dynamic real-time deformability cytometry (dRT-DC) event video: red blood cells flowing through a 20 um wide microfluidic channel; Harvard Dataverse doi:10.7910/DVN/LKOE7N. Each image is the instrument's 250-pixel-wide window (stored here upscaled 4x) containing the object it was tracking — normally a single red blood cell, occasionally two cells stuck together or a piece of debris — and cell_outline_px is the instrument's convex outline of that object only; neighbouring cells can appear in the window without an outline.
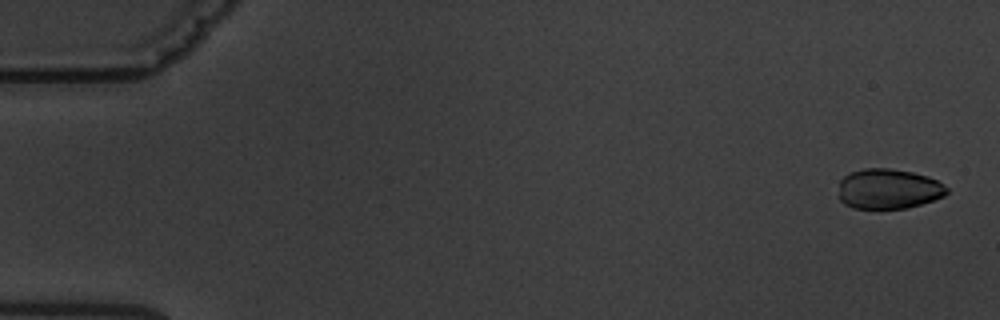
{"species": "common noctule bat (a hibernating species)", "species_latin": "Nyctalus noctula", "temperature_condition": "warm", "stored_images_in_passage": 4, "camera_frame_rate_fps": 3000, "um_per_image_px": 0.085, "animal": {"sex": "male", "body_mass_g": 19.5, "forearm_length_mm": 54.6}, "frame": {"image": 1, "passage_image": 1, "time_ms": 0.0, "image_size_px": [1000, 320], "cell_outline_px": [[948, 192], [944, 196], [908, 208], [852, 208], [844, 204], [840, 200], [840, 180], [844, 176], [852, 172], [864, 168], [888, 168], [912, 172], [928, 176], [944, 184], [948, 188]], "centroid_in_image_um": [75.53, 16.05], "position_along_channel_um": 9.5, "area_um2": 25.2}}
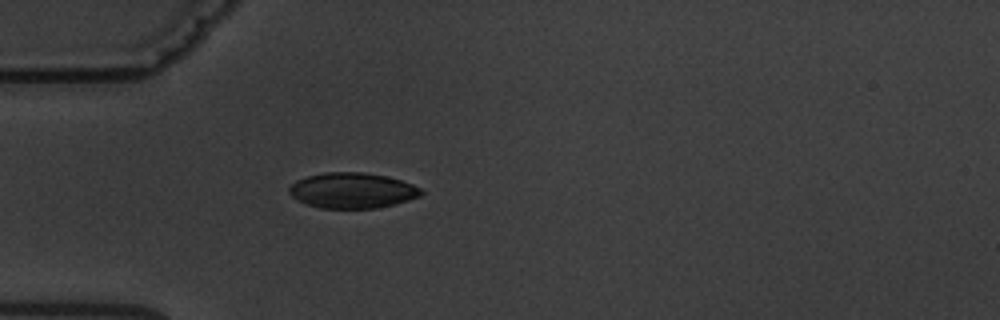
{"frame": {"image": 2, "passage_image": 4, "time_ms": 5.0, "image_size_px": [1000, 320], "cell_outline_px": [[424, 192], [420, 196], [396, 204], [376, 208], [320, 208], [304, 204], [296, 200], [288, 192], [288, 188], [296, 180], [308, 176], [324, 172], [364, 172], [388, 176], [412, 184], [420, 188]], "centroid_in_image_um": [29.93, 16.19], "position_along_channel_um": 55.1, "area_um2": 27.51}}